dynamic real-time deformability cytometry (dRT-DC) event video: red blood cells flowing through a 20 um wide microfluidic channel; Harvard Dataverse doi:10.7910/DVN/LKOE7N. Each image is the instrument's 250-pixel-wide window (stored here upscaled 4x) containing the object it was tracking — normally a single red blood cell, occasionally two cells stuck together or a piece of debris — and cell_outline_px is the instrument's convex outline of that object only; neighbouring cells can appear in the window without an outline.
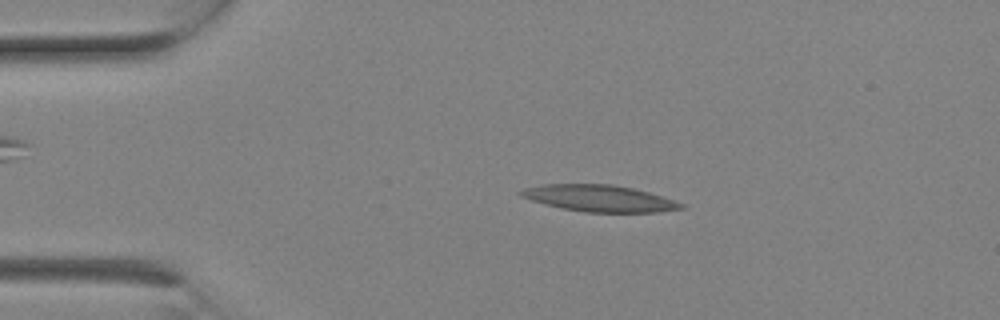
{"species": "Egyptian fruit bat (a non-hibernating species)", "species_latin": "Rousettus aegyptiacus", "temperature_condition": "room temperature", "stored_images_in_passage": 2, "camera_frame_rate_fps": 3000, "um_per_image_px": 0.085, "animal": {"sex": "female"}, "frame": {"image": 1, "passage_image": 2, "time_ms": 0.333, "image_size_px": [1000, 320], "cell_outline_px": [[684, 208], [656, 212], [584, 212], [544, 204], [520, 196], [516, 192], [524, 188], [540, 184], [612, 184], [632, 188], [648, 192], [684, 204]], "centroid_in_image_um": [50.88, 16.85], "position_along_channel_um": 34.1, "area_um2": 24.62}}